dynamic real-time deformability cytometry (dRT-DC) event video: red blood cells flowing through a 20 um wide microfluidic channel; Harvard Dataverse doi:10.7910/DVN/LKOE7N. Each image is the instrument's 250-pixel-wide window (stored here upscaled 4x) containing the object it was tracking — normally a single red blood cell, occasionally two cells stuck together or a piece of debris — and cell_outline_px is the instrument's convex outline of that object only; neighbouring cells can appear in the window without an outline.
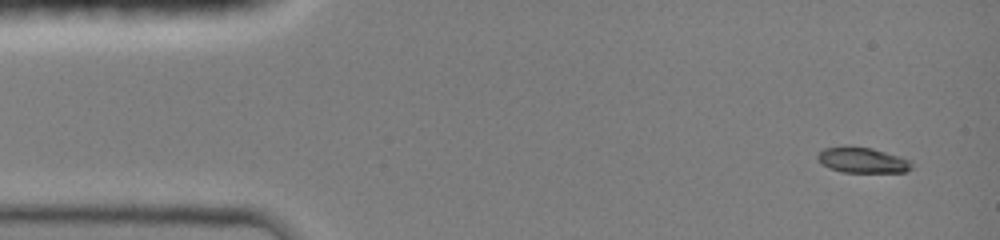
{"species": "common noctule bat (a hibernating species)", "species_latin": "Nyctalus noctula", "temperature_condition": "room temperature", "stored_images_in_passage": 7, "camera_frame_rate_fps": 3000, "um_per_image_px": 0.085, "animal": {"sex": "female", "body_mass_g": 19.0, "forearm_length_mm": 51.5}, "frame": {"image": 1, "passage_image": 1, "time_ms": 0.0, "image_size_px": [1000, 240], "cell_outline_px": [[912, 168], [904, 172], [844, 172], [832, 168], [824, 164], [816, 156], [824, 148], [872, 148], [908, 160], [912, 164]], "centroid_in_image_um": [73.34, 13.64], "position_along_channel_um": 11.7, "area_um2": 13.12}}
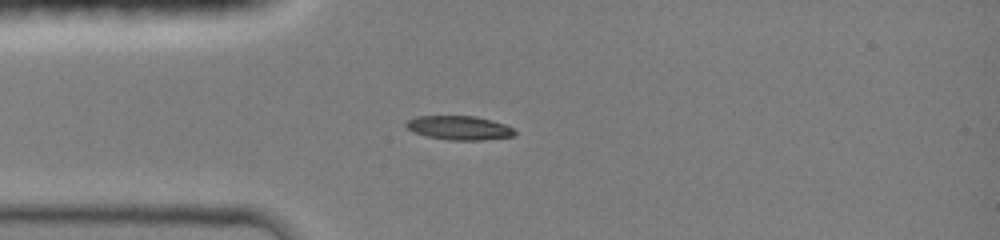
{"frame": {"image": 2, "passage_image": 5, "time_ms": 3.0, "image_size_px": [1000, 240], "cell_outline_px": [[516, 132], [512, 136], [480, 140], [452, 140], [428, 136], [412, 132], [404, 124], [408, 120], [416, 116], [472, 116], [492, 120], [504, 124], [512, 128]], "centroid_in_image_um": [39.0, 10.86], "position_along_channel_um": 46.0, "area_um2": 14.97}}
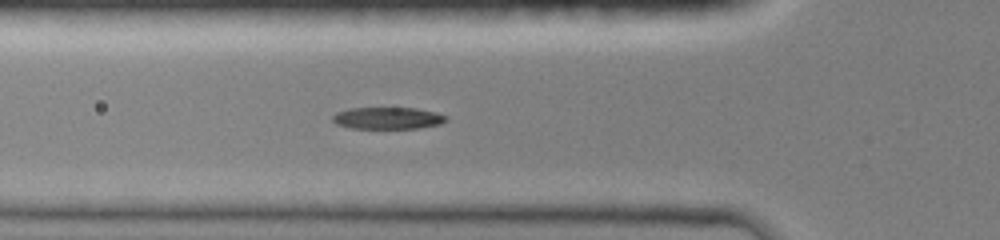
{"frame": {"image": 3, "passage_image": 7, "time_ms": 4.333, "image_size_px": [1000, 240], "cell_outline_px": [[448, 120], [440, 124], [416, 128], [348, 128], [336, 124], [332, 120], [332, 116], [336, 112], [348, 108], [416, 108], [436, 112], [448, 116]], "centroid_in_image_um": [32.94, 10.03], "position_along_channel_um": 92.9, "area_um2": 14.57}}